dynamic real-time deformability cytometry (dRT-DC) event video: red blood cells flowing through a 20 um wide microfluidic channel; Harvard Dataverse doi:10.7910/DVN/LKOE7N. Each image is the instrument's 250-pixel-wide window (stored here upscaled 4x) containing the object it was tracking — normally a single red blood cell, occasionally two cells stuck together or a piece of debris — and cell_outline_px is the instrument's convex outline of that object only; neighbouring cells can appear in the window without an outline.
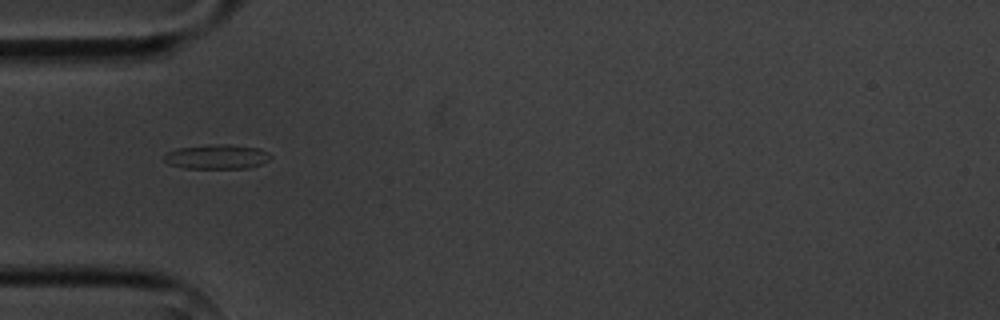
{"species": "common noctule bat (a hibernating species)", "species_latin": "Nyctalus noctula", "temperature_condition": "cold", "stored_images_in_passage": 11, "camera_frame_rate_fps": 3000, "um_per_image_px": 0.085, "animal": {"sex": "male", "body_mass_g": 20.1, "forearm_length_mm": 53.5}, "frame": {"image": 1, "passage_image": 1, "time_ms": 0.0, "image_size_px": [1000, 320], "cell_outline_px": [[272, 156], [268, 160], [260, 164], [248, 168], [184, 168], [168, 164], [164, 160], [164, 156], [168, 152], [176, 148], [208, 144], [228, 144], [260, 148], [268, 152]], "centroid_in_image_um": [18.43, 13.31], "position_along_channel_um": 66.6, "area_um2": 15.32}}
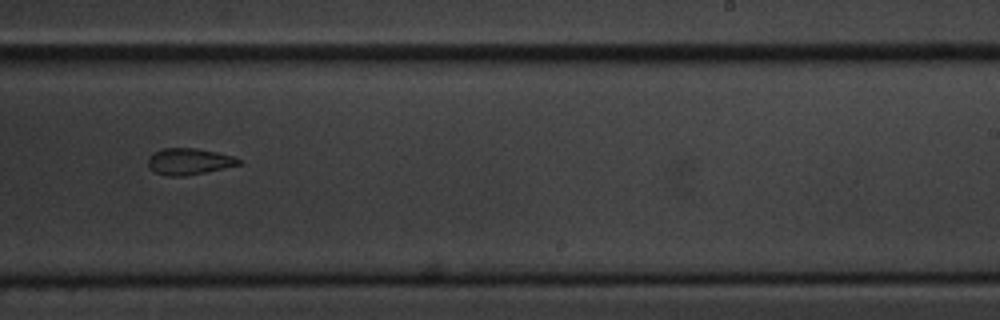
{"frame": {"image": 2, "passage_image": 6, "time_ms": 5.667, "image_size_px": [1000, 320], "cell_outline_px": [[240, 164], [224, 168], [184, 176], [164, 176], [148, 168], [148, 160], [152, 152], [164, 148], [196, 148], [216, 152], [232, 156], [240, 160]], "centroid_in_image_um": [16.01, 13.72], "position_along_channel_um": 273.0, "area_um2": 13.87}}
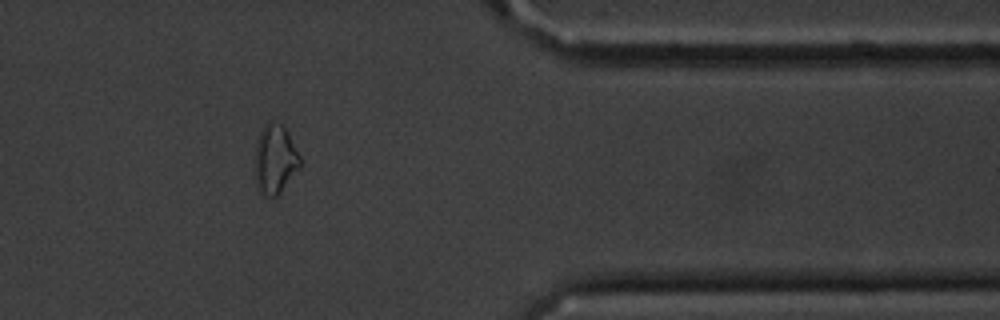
{"frame": {"image": 3, "passage_image": 9, "time_ms": 9.333, "image_size_px": [1000, 320], "cell_outline_px": [[304, 164], [280, 192], [276, 196], [268, 196], [260, 192], [256, 184], [256, 148], [260, 132], [264, 124], [268, 120], [276, 120], [288, 132]], "centroid_in_image_um": [23.42, 13.51], "position_along_channel_um": 388.0, "area_um2": 18.21}, "authors_computed_cell_mechanics": {"area_um2": 14.8546, "velocity_mm_per_s": 3.6299, "shape_relaxation_time_tau1_ms": null, "shape_relaxation_time_tau2_ms": 2.6738, "deformation_change_tau1": null, "deformation_change_tau2": 0.0846}}